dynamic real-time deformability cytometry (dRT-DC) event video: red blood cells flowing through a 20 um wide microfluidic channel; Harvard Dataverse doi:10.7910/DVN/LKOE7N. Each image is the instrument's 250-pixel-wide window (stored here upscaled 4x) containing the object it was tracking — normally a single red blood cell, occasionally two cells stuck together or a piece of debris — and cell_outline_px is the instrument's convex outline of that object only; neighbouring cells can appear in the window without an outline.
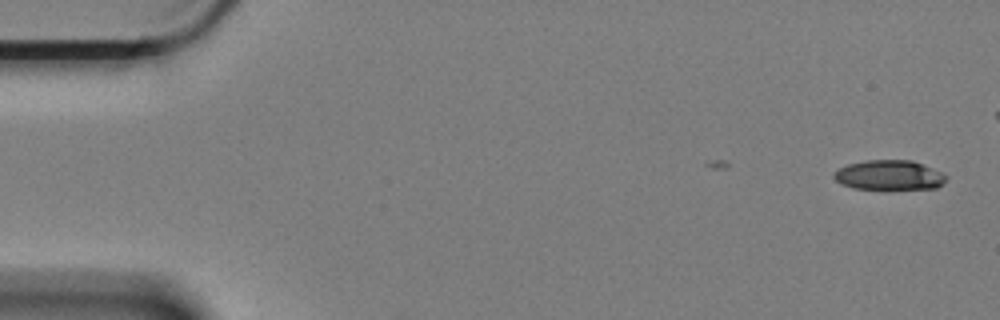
{"species": "Egyptian fruit bat (a non-hibernating species)", "species_latin": "Rousettus aegyptiacus", "temperature_condition": "cold", "stored_images_in_passage": 12, "camera_frame_rate_fps": 3000, "um_per_image_px": 0.085, "animal": {"sex": "female"}, "frame": {"image": 1, "passage_image": 1, "time_ms": 0.0, "image_size_px": [1000, 320], "cell_outline_px": [[948, 176], [944, 184], [936, 188], [888, 192], [852, 188], [840, 184], [832, 176], [840, 168], [848, 164], [868, 160], [912, 160], [940, 172]], "centroid_in_image_um": [75.6, 14.95], "position_along_channel_um": 9.4, "area_um2": 20.35}}